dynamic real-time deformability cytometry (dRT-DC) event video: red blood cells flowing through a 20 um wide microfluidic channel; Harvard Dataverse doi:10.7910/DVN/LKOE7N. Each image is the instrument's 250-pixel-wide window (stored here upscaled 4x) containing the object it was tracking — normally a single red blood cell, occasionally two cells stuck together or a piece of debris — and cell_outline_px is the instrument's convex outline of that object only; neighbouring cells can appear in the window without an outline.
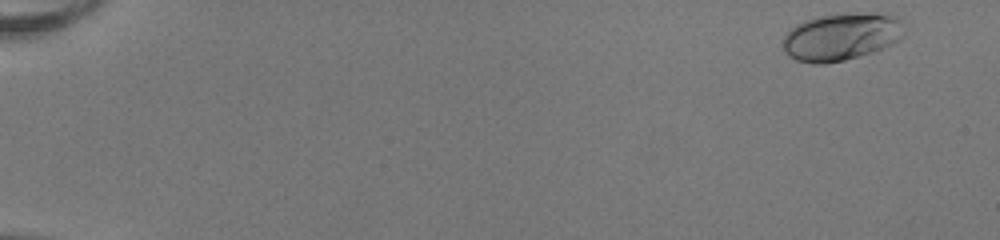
{"species": "human", "species_latin": "Homo sapiens", "temperature_condition": "room temperature", "stored_images_in_passage": 50, "camera_frame_rate_fps": 3000, "um_per_image_px": 0.085, "donor": {"sex": "female"}, "frame": {"image": 1, "passage_image": 1, "time_ms": 0.0, "image_size_px": [1000, 240], "cell_outline_px": [[904, 36], [900, 40], [876, 52], [844, 60], [824, 64], [812, 64], [796, 60], [788, 56], [784, 52], [780, 44], [784, 36], [796, 24], [812, 16], [848, 12], [888, 12], [896, 16], [900, 20], [904, 32]], "centroid_in_image_um": [71.52, 3.1], "position_along_channel_um": 13.5, "area_um2": 34.74}}
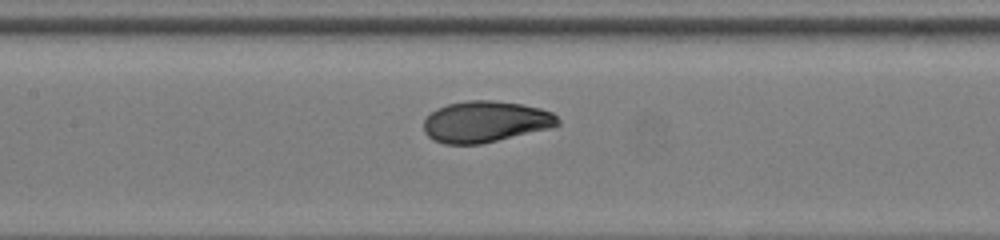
{"frame": {"image": 2, "passage_image": 25, "time_ms": 8.0, "image_size_px": [1000, 240], "cell_outline_px": [[560, 124], [552, 128], [480, 144], [444, 144], [432, 140], [424, 132], [424, 120], [436, 108], [448, 104], [468, 100], [492, 100], [520, 104], [540, 108], [552, 112], [560, 120]], "centroid_in_image_um": [41.26, 10.35], "position_along_channel_um": 166.1, "area_um2": 32.31}}
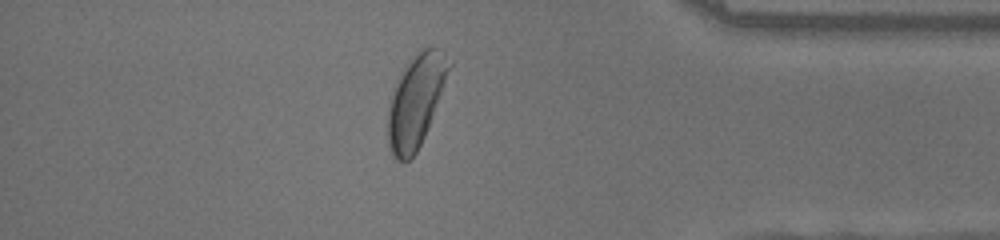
{"frame": {"image": 3, "passage_image": 44, "time_ms": 14.333, "image_size_px": [1000, 240], "cell_outline_px": [[452, 64], [428, 128], [416, 152], [408, 160], [396, 160], [392, 156], [388, 148], [384, 128], [388, 104], [392, 88], [396, 80], [412, 56], [424, 48], [436, 48], [444, 52]], "centroid_in_image_um": [35.27, 8.62], "position_along_channel_um": 399.9, "area_um2": 33.29}, "authors_computed_cell_mechanics": {"area_um2": 32.2524, "velocity_mm_per_s": 4.0187, "shape_relaxation_time_tau1_ms": 3.8025, "shape_relaxation_time_tau2_ms": null, "deformation_change_tau1": 0.1776, "deformation_change_tau2": null}}